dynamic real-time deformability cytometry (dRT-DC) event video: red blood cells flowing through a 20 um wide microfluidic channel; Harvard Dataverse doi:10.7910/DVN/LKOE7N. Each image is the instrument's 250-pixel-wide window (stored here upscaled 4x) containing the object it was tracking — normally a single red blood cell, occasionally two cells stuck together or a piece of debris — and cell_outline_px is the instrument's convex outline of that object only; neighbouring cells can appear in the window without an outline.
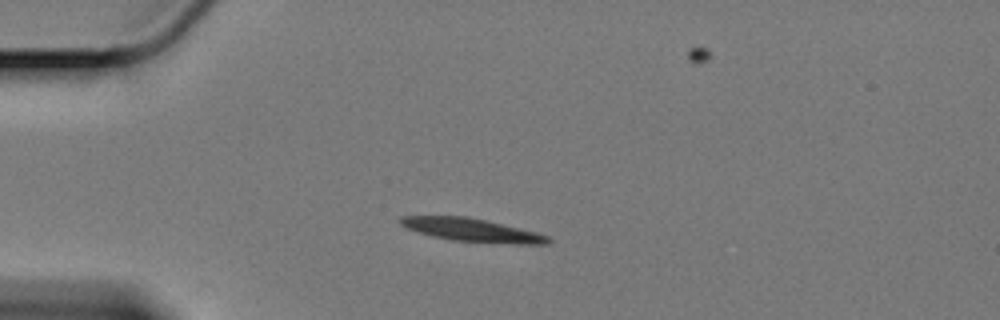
{"species": "Egyptian fruit bat (a non-hibernating species)", "species_latin": "Rousettus aegyptiacus", "temperature_condition": "cold", "stored_images_in_passage": 47, "camera_frame_rate_fps": 3000, "um_per_image_px": 0.085, "animal": {"sex": "female"}, "frame": {"image": 1, "passage_image": 1, "time_ms": 0.0, "image_size_px": [1000, 320], "cell_outline_px": [[552, 240], [548, 244], [516, 244], [452, 240], [432, 236], [416, 232], [400, 224], [400, 216], [468, 216], [536, 232], [548, 236]], "centroid_in_image_um": [40.11, 19.55], "position_along_channel_um": 44.9, "area_um2": 19.77}}
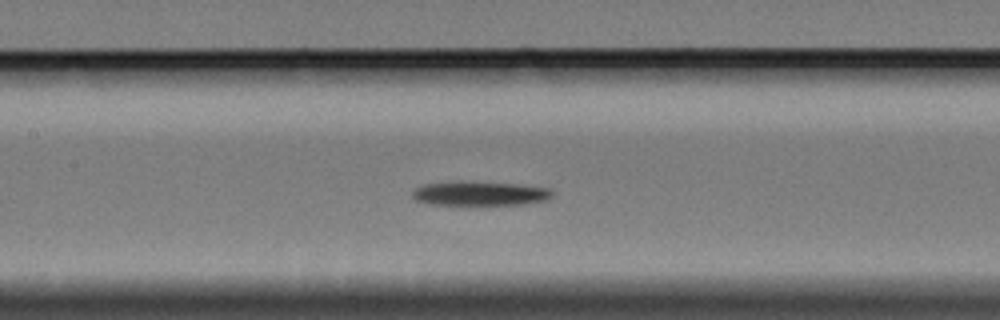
{"frame": {"image": 2, "passage_image": 14, "time_ms": 4.333, "image_size_px": [1000, 320], "cell_outline_px": [[552, 196], [548, 200], [528, 204], [428, 204], [416, 200], [412, 196], [412, 192], [416, 188], [424, 184], [456, 180], [464, 180], [516, 184], [552, 188]], "centroid_in_image_um": [40.8, 16.42], "position_along_channel_um": 166.6, "area_um2": 20.06}}
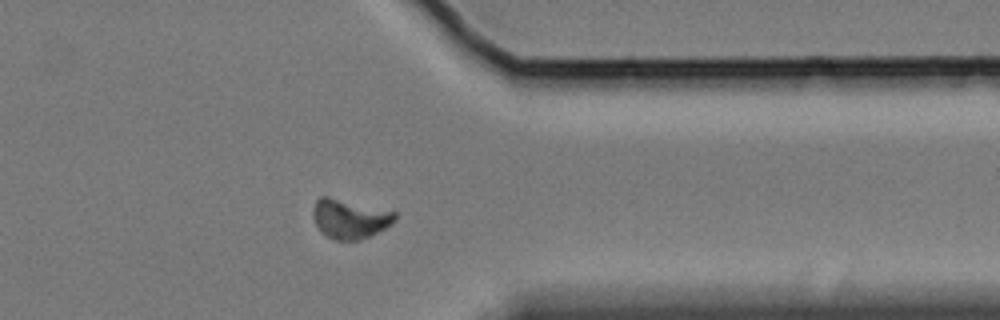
{"frame": {"image": 3, "passage_image": 34, "time_ms": 11.0, "image_size_px": [1000, 320], "cell_outline_px": [[396, 220], [392, 224], [360, 240], [336, 240], [320, 232], [312, 216], [312, 208], [316, 200], [320, 196], [328, 196], [396, 212]], "centroid_in_image_um": [29.7, 18.58], "position_along_channel_um": 381.7, "area_um2": 18.73}, "authors_computed_cell_mechanics": {"area_um2": 19.4208, "velocity_mm_per_s": 3.3176, "shape_relaxation_time_tau1_ms": 3.1972, "shape_relaxation_time_tau2_ms": null, "deformation_change_tau1": 0.103, "deformation_change_tau2": null}}